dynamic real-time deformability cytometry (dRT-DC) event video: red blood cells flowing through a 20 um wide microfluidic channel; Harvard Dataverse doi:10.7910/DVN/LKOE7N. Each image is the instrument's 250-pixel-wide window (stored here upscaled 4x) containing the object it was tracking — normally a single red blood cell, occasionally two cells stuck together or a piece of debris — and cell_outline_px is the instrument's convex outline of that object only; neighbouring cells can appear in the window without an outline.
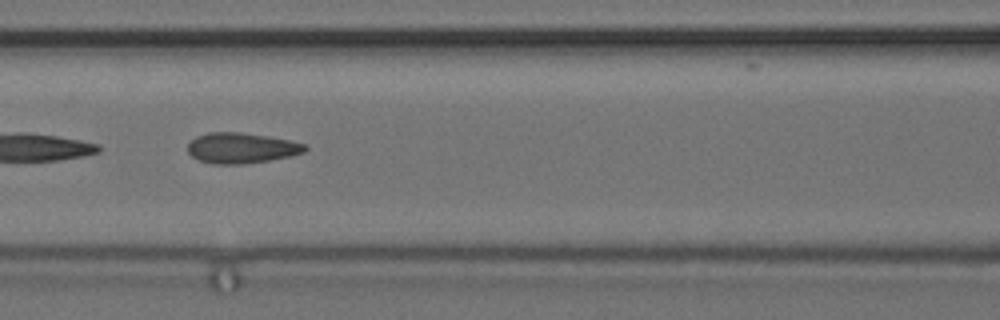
{"species": "common noctule bat (a hibernating species)", "species_latin": "Nyctalus noctula", "temperature_condition": "cold", "stored_images_in_passage": 11, "camera_frame_rate_fps": 3000, "um_per_image_px": 0.085, "animal": {"sex": "female", "body_mass_g": 24.6, "forearm_length_mm": 56.2}, "frame": {"image": 1, "passage_image": 7, "time_ms": 2.0, "image_size_px": [1000, 320], "cell_outline_px": [[308, 148], [304, 152], [292, 156], [244, 164], [212, 164], [200, 160], [192, 156], [188, 152], [188, 144], [196, 136], [208, 132], [240, 132], [268, 136], [288, 140], [304, 144]], "centroid_in_image_um": [20.51, 12.58], "position_along_channel_um": 146.1, "area_um2": 20.81}}
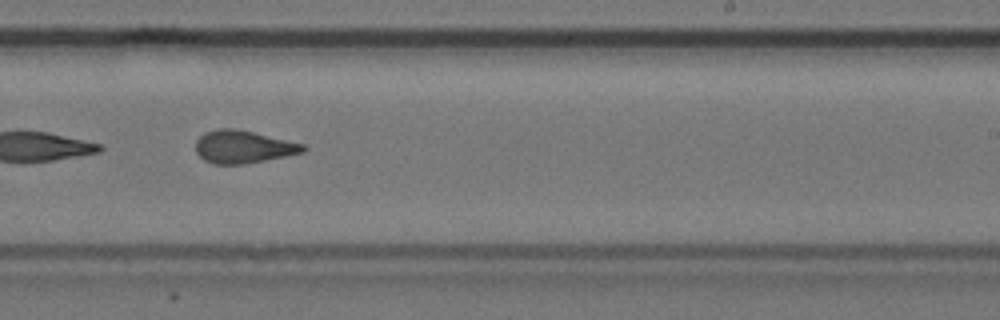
{"frame": {"image": 2, "passage_image": 10, "time_ms": 3.0, "image_size_px": [1000, 320], "cell_outline_px": [[308, 148], [304, 152], [244, 164], [212, 164], [204, 160], [196, 152], [196, 140], [204, 132], [216, 128], [236, 128], [304, 144]], "centroid_in_image_um": [20.64, 12.47], "position_along_channel_um": 268.4, "area_um2": 20.46}}
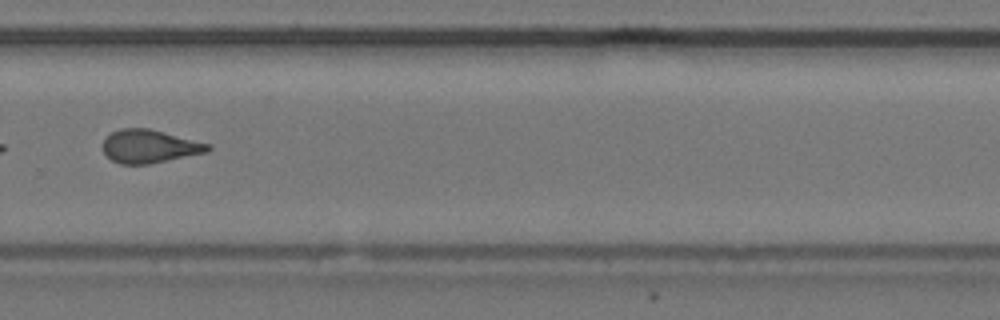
{"frame": {"image": 3, "passage_image": 11, "time_ms": 3.333, "image_size_px": [1000, 320], "cell_outline_px": [[212, 148], [208, 152], [148, 164], [120, 164], [112, 160], [104, 152], [104, 140], [112, 132], [120, 128], [148, 128], [212, 144]], "centroid_in_image_um": [12.74, 12.44], "position_along_channel_um": 317.1, "area_um2": 20.23}}